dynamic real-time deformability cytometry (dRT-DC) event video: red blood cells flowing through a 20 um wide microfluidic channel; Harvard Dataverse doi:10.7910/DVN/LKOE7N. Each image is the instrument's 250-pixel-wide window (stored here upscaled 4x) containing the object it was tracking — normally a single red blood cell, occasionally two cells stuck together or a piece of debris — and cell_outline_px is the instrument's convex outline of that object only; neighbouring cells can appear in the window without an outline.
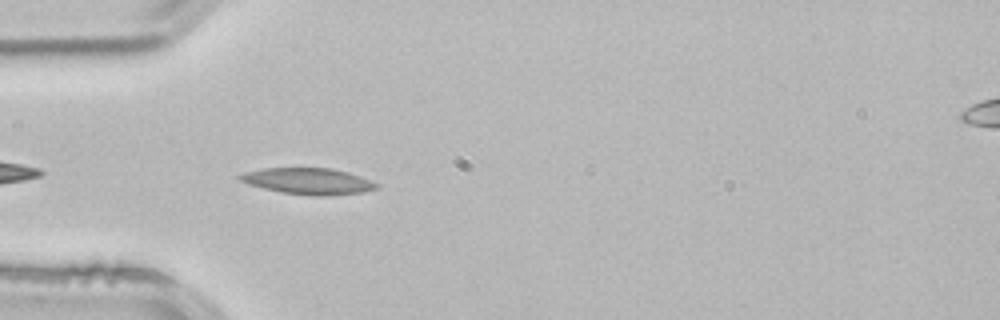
{"species": "common noctule bat (a hibernating species)", "species_latin": "Nyctalus noctula", "temperature_condition": "room temperature", "stored_images_in_passage": 3, "segment_of_instrument_passage": [1, 2], "camera_frame_rate_fps": 3000, "um_per_image_px": 0.085, "animal": {"sex": "male", "body_mass_g": 21.5, "forearm_length_mm": 52.0}, "frame": {"image": 1, "passage_image": 2, "time_ms": 0.333, "image_size_px": [1000, 320], "cell_outline_px": [[380, 188], [360, 192], [324, 196], [316, 196], [280, 192], [248, 184], [240, 180], [236, 176], [244, 172], [264, 168], [332, 168], [348, 172], [360, 176], [380, 184]], "centroid_in_image_um": [26.2, 15.39], "position_along_channel_um": 58.8, "area_um2": 20.92}}